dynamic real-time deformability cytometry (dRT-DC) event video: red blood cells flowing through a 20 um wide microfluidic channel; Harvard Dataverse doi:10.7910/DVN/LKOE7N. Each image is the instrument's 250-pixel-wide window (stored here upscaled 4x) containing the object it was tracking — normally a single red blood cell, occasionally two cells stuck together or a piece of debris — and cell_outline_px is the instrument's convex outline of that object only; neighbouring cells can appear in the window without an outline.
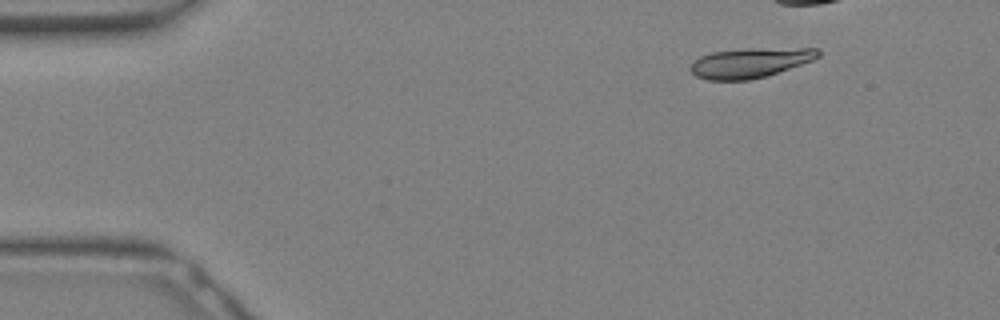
{"species": "Egyptian fruit bat (a non-hibernating species)", "species_latin": "Rousettus aegyptiacus", "temperature_condition": "warm", "stored_images_in_passage": 24, "camera_frame_rate_fps": 3000, "um_per_image_px": 0.085, "animal": {"sex": "female"}, "frame": {"image": 1, "passage_image": 4, "time_ms": 1.0, "image_size_px": [1000, 320], "cell_outline_px": [[820, 56], [812, 60], [764, 76], [748, 80], [708, 80], [696, 76], [688, 68], [700, 56], [712, 52], [748, 48], [820, 48]], "centroid_in_image_um": [63.74, 5.32], "position_along_channel_um": 21.3, "area_um2": 21.96}}